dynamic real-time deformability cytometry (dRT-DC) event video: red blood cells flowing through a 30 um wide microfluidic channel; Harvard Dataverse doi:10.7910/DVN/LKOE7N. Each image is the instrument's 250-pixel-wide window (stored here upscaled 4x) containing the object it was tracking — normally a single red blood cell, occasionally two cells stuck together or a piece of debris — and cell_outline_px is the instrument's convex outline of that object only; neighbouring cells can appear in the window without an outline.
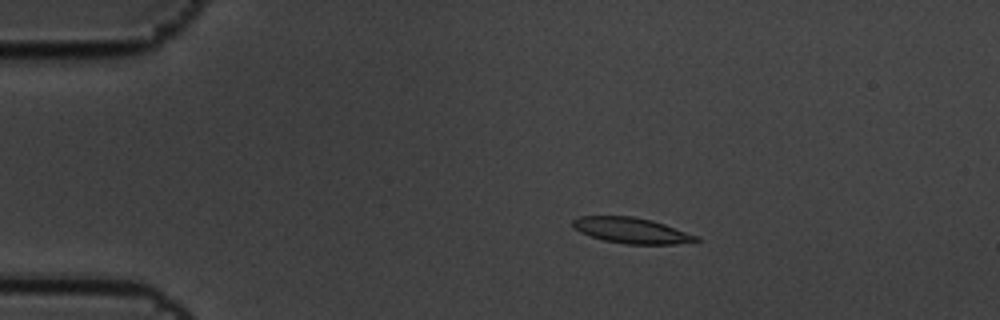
{"species": "common noctule bat (a hibernating species)", "species_latin": "Nyctalus noctula", "temperature_condition": "cold", "stored_images_in_passage": 4, "camera_frame_rate_fps": 3000, "um_per_image_px": 0.085, "animal": {"sex": "male", "body_mass_g": 19.5, "forearm_length_mm": 54.6}, "frame": {"image": 1, "passage_image": 3, "time_ms": 0.667, "image_size_px": [1000, 320], "cell_outline_px": [[700, 240], [676, 244], [624, 244], [604, 240], [580, 232], [572, 228], [572, 220], [580, 216], [632, 216], [652, 220], [700, 236]], "centroid_in_image_um": [53.67, 19.59], "position_along_channel_um": 31.3, "area_um2": 18.5}}